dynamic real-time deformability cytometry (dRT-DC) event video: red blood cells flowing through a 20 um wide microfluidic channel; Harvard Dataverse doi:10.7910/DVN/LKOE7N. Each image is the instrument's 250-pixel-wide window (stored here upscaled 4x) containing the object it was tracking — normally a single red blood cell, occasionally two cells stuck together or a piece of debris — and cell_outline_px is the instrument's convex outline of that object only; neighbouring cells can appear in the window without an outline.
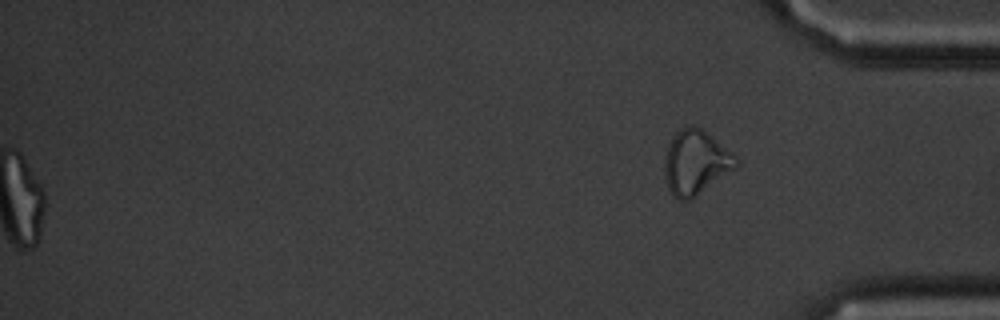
{"species": "common noctule bat (a hibernating species)", "species_latin": "Nyctalus noctula", "temperature_condition": "cold", "stored_images_in_passage": 43, "segment_of_instrument_passage": [2, 2], "camera_frame_rate_fps": 3000, "um_per_image_px": 0.085, "animal": {"sex": "male", "body_mass_g": 20.1, "forearm_length_mm": 53.5}, "frame": {"image": 1, "passage_image": 43, "time_ms": 14.0, "image_size_px": [1000, 320], "cell_outline_px": [[736, 164], [732, 168], [696, 196], [688, 200], [680, 200], [672, 196], [668, 188], [664, 176], [664, 160], [668, 148], [676, 132], [680, 128], [696, 124], [712, 136], [732, 152], [736, 160]], "centroid_in_image_um": [59.07, 13.79], "position_along_channel_um": 376.1, "area_um2": 26.18}}